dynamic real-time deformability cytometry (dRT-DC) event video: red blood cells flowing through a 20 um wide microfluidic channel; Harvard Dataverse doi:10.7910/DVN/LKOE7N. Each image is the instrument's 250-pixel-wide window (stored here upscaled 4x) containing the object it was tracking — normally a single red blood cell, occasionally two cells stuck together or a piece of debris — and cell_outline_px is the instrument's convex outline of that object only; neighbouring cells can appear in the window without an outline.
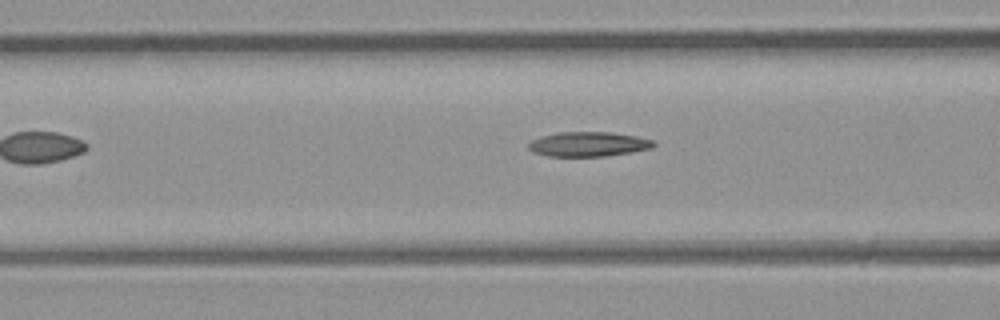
{"species": "common noctule bat (a hibernating species)", "species_latin": "Nyctalus noctula", "temperature_condition": "room temperature", "stored_images_in_passage": 6, "camera_frame_rate_fps": 3000, "um_per_image_px": 0.085, "animal": {"sex": "male", "body_mass_g": 23.1, "forearm_length_mm": 52.7}, "frame": {"image": 1, "passage_image": 5, "time_ms": 1.333, "image_size_px": [1000, 320], "cell_outline_px": [[656, 144], [652, 148], [632, 152], [604, 156], [548, 156], [532, 152], [528, 148], [528, 144], [532, 140], [540, 136], [556, 132], [612, 132], [636, 136], [652, 140]], "centroid_in_image_um": [49.99, 12.25], "position_along_channel_um": 116.6, "area_um2": 18.03}}
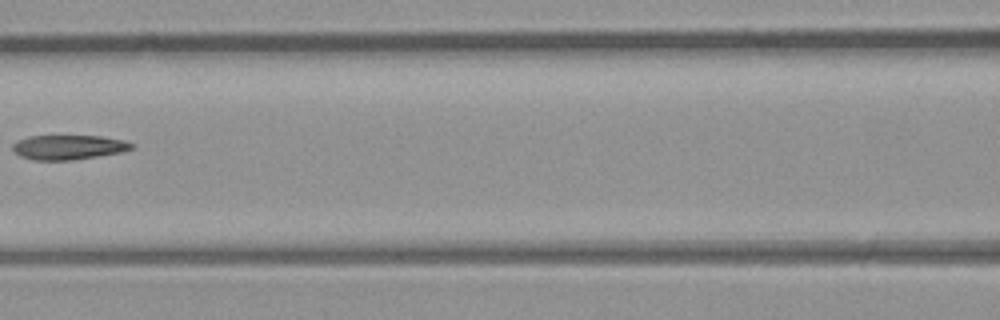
{"frame": {"image": 2, "passage_image": 6, "time_ms": 1.667, "image_size_px": [1000, 320], "cell_outline_px": [[132, 148], [120, 152], [72, 160], [36, 160], [20, 156], [12, 148], [12, 144], [28, 136], [100, 136], [124, 140], [132, 144]], "centroid_in_image_um": [5.79, 12.51], "position_along_channel_um": 160.8, "area_um2": 16.7}}